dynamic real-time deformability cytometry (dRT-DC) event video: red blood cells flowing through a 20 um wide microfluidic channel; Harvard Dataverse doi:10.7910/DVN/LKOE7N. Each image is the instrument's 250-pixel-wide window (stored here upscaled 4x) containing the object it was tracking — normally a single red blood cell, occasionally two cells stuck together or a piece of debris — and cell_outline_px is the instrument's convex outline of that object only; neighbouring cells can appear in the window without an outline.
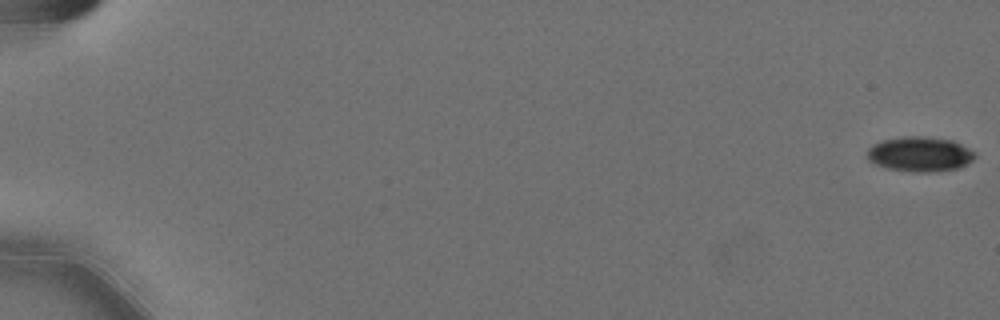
{"species": "Egyptian fruit bat (a non-hibernating species)", "species_latin": "Rousettus aegyptiacus", "temperature_condition": "cold", "stored_images_in_passage": 59, "camera_frame_rate_fps": 3000, "um_per_image_px": 0.085, "animal": {"sex": "female"}, "frame": {"image": 1, "passage_image": 1, "time_ms": 0.0, "image_size_px": [1000, 320], "cell_outline_px": [[976, 156], [968, 164], [960, 168], [932, 172], [912, 172], [888, 168], [872, 164], [868, 160], [868, 148], [872, 144], [884, 140], [904, 136], [924, 136], [952, 140], [976, 152]], "centroid_in_image_um": [78.19, 13.11], "position_along_channel_um": 6.8, "area_um2": 22.08}}
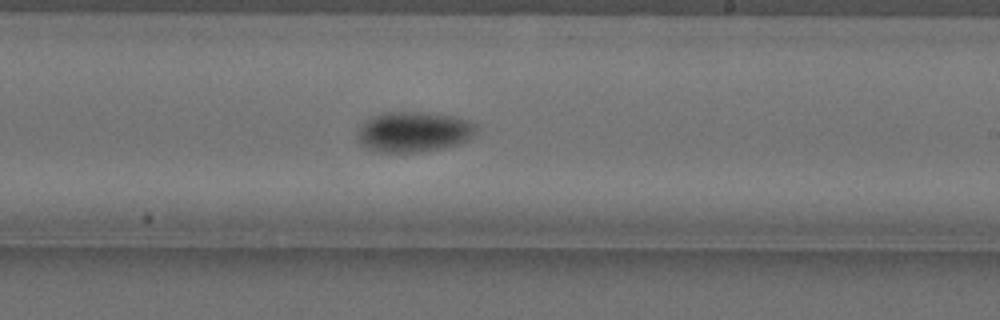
{"frame": {"image": 2, "passage_image": 37, "time_ms": 12.0, "image_size_px": [1000, 320], "cell_outline_px": [[476, 132], [472, 136], [460, 144], [420, 152], [380, 152], [368, 148], [360, 144], [356, 136], [356, 132], [364, 120], [372, 116], [384, 112], [428, 112], [452, 116], [468, 120], [476, 124]], "centroid_in_image_um": [35.13, 11.2], "position_along_channel_um": 253.9, "area_um2": 28.15}}
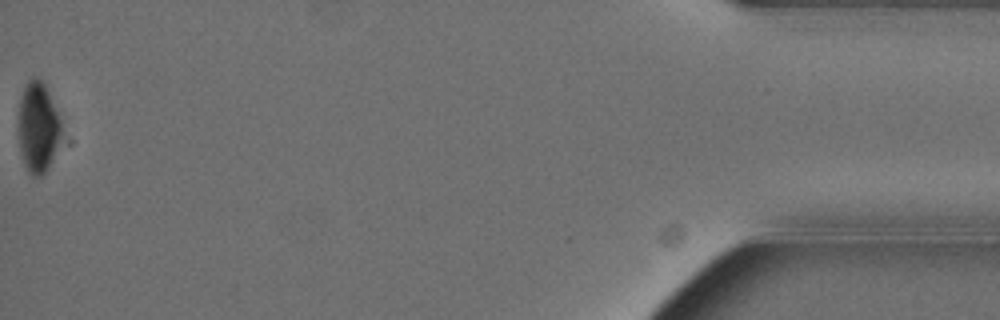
{"frame": {"image": 3, "passage_image": 59, "time_ms": 19.333, "image_size_px": [1000, 320], "cell_outline_px": [[60, 132], [52, 156], [44, 172], [40, 176], [32, 176], [28, 172], [24, 164], [20, 148], [20, 96], [28, 80], [36, 76], [44, 84], [60, 116]], "centroid_in_image_um": [3.21, 10.78], "position_along_channel_um": 432.0, "area_um2": 21.62}, "authors_computed_cell_mechanics": {"area_um2": 25.3164, "velocity_mm_per_s": 3.5837, "shape_relaxation_time_tau1_ms": 8.0228, "shape_relaxation_time_tau2_ms": null, "deformation_change_tau1": 0.145, "deformation_change_tau2": null}}